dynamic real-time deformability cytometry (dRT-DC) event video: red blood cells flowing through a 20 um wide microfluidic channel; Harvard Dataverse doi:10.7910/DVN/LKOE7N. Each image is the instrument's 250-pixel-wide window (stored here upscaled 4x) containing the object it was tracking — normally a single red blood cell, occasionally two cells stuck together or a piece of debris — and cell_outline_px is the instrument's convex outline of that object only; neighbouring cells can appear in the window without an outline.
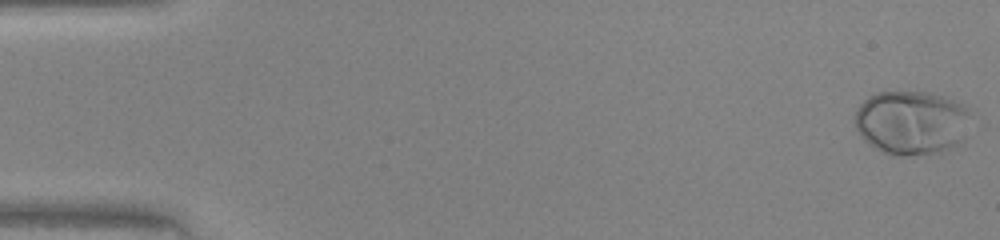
{"species": "human", "species_latin": "Homo sapiens", "temperature_condition": "warm", "stored_images_in_passage": 48, "camera_frame_rate_fps": 3000, "um_per_image_px": 0.085, "donor": {"sex": "female"}, "frame": {"image": 1, "passage_image": 1, "time_ms": 0.0, "image_size_px": [1000, 240], "cell_outline_px": [[968, 136], [964, 144], [940, 152], [908, 156], [896, 156], [872, 148], [864, 140], [856, 128], [856, 108], [868, 96], [876, 92], [928, 92], [944, 96], [964, 104], [968, 108]], "centroid_in_image_um": [77.52, 10.44], "position_along_channel_um": 7.5, "area_um2": 44.04}}
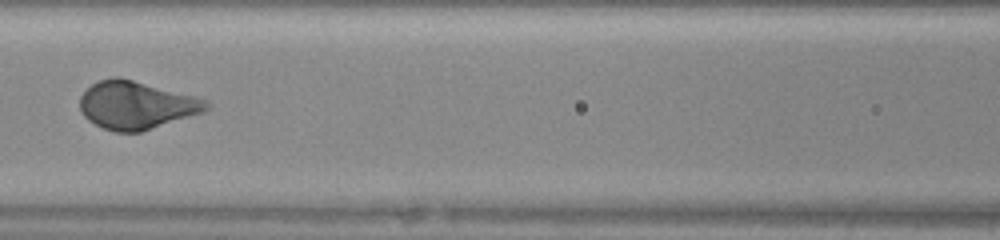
{"frame": {"image": 2, "passage_image": 22, "time_ms": 7.0, "image_size_px": [1000, 240], "cell_outline_px": [[208, 108], [204, 112], [140, 132], [116, 132], [104, 128], [88, 120], [80, 112], [80, 96], [92, 84], [100, 80], [116, 76], [132, 80], [208, 100]], "centroid_in_image_um": [11.56, 8.95], "position_along_channel_um": 155.0, "area_um2": 34.8}}
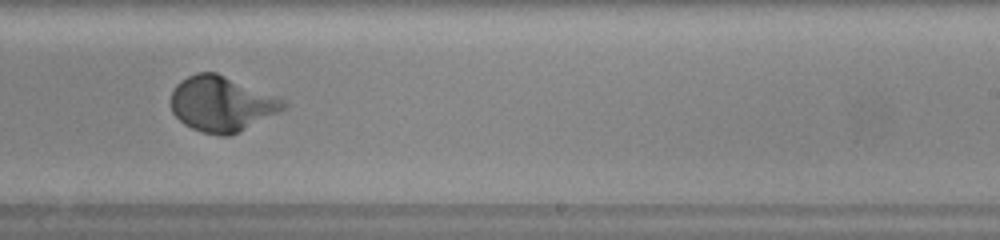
{"frame": {"image": 3, "passage_image": 30, "time_ms": 9.667, "image_size_px": [1000, 240], "cell_outline_px": [[288, 108], [240, 132], [228, 136], [220, 136], [200, 132], [184, 124], [172, 112], [168, 100], [176, 84], [180, 80], [196, 72], [216, 72], [284, 100], [288, 104]], "centroid_in_image_um": [18.81, 8.85], "position_along_channel_um": 270.2, "area_um2": 36.47}}